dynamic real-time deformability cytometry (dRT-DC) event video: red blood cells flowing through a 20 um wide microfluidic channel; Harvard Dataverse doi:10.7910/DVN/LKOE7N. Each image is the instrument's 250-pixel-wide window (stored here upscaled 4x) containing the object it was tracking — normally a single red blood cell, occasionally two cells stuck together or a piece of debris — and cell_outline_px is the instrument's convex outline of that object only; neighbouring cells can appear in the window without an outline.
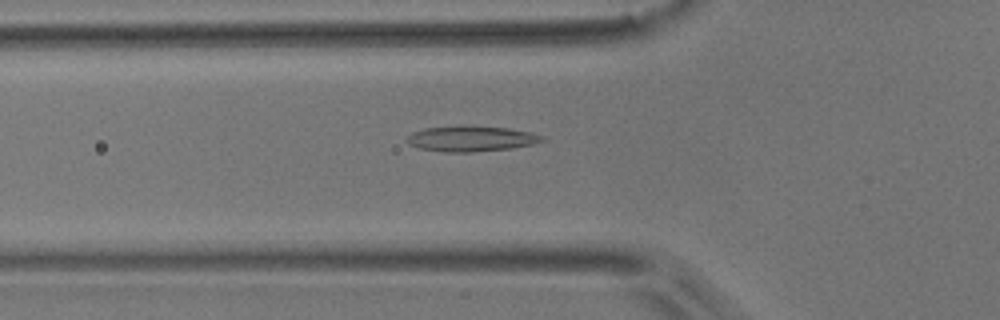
{"species": "common noctule bat (a hibernating species)", "species_latin": "Nyctalus noctula", "temperature_condition": "room temperature", "stored_images_in_passage": 52, "camera_frame_rate_fps": 3000, "um_per_image_px": 0.085, "animal": {"sex": "male", "body_mass_g": 17.9}, "frame": {"image": 1, "passage_image": 18, "time_ms": 5.667, "image_size_px": [1000, 320], "cell_outline_px": [[548, 140], [532, 144], [512, 148], [472, 152], [444, 152], [420, 148], [408, 144], [404, 140], [412, 132], [424, 128], [460, 124], [464, 124], [508, 128], [528, 132], [544, 136]], "centroid_in_image_um": [40.02, 11.77], "position_along_channel_um": 85.8, "area_um2": 20.58}}
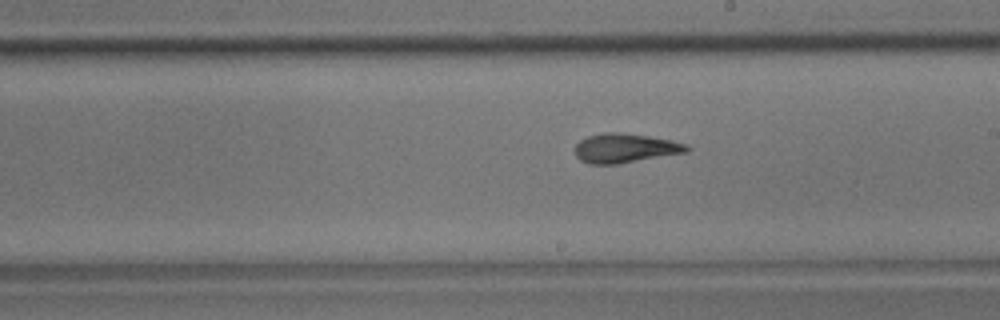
{"frame": {"image": 2, "passage_image": 30, "time_ms": 9.667, "image_size_px": [1000, 320], "cell_outline_px": [[692, 148], [688, 152], [616, 164], [588, 164], [580, 160], [576, 156], [572, 148], [580, 140], [588, 136], [604, 132], [616, 132], [648, 136], [672, 140], [688, 144]], "centroid_in_image_um": [53.12, 12.59], "position_along_channel_um": 235.9, "area_um2": 19.25}}
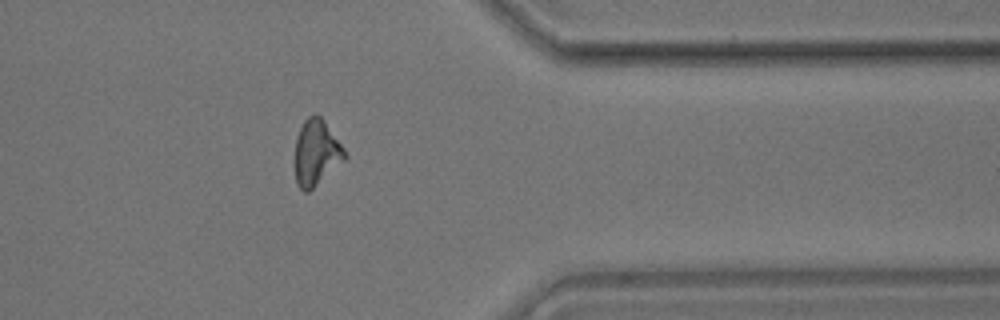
{"frame": {"image": 3, "passage_image": 43, "time_ms": 14.0, "image_size_px": [1000, 320], "cell_outline_px": [[348, 156], [344, 160], [308, 192], [304, 192], [296, 184], [296, 140], [300, 128], [304, 120], [312, 112], [316, 112], [324, 120], [344, 148]], "centroid_in_image_um": [26.89, 12.94], "position_along_channel_um": 384.5, "area_um2": 18.9}, "authors_computed_cell_mechanics": {"area_um2": 18.9873, "velocity_mm_per_s": 3.7376, "shape_relaxation_time_tau1_ms": null, "shape_relaxation_time_tau2_ms": 2.3604, "deformation_change_tau1": null, "deformation_change_tau2": 0.1117}}